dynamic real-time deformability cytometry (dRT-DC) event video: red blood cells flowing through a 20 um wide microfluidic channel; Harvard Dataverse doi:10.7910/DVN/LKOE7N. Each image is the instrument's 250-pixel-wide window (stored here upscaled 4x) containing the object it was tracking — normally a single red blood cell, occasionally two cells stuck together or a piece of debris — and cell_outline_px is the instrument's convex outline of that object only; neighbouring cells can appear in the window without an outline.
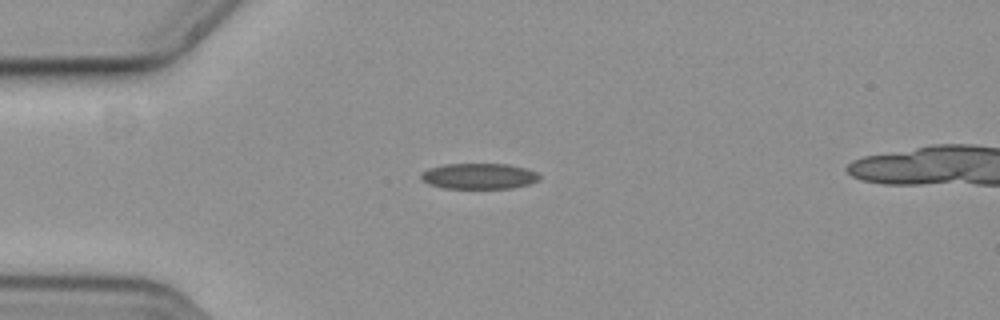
{"species": "common noctule bat (a hibernating species)", "species_latin": "Nyctalus noctula", "temperature_condition": "cold", "stored_images_in_passage": 40, "camera_frame_rate_fps": 3000, "um_per_image_px": 0.085, "animal": {"sex": "female", "body_mass_g": 19.3, "forearm_length_mm": 54.1}, "frame": {"image": 1, "passage_image": 1, "time_ms": 0.0, "image_size_px": [1000, 320], "cell_outline_px": [[540, 176], [536, 180], [528, 184], [512, 188], [444, 188], [428, 184], [420, 180], [420, 172], [428, 168], [444, 164], [508, 164], [524, 168], [536, 172]], "centroid_in_image_um": [40.63, 14.97], "position_along_channel_um": 44.4, "area_um2": 17.74}}
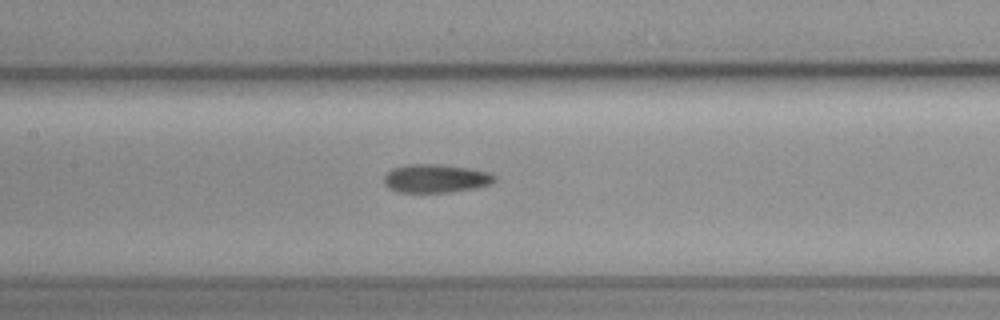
{"frame": {"image": 2, "passage_image": 13, "time_ms": 4.0, "image_size_px": [1000, 320], "cell_outline_px": [[496, 180], [492, 184], [476, 188], [452, 192], [396, 192], [388, 188], [384, 184], [384, 176], [392, 168], [404, 164], [436, 164], [468, 168], [488, 172], [496, 176]], "centroid_in_image_um": [37.03, 15.17], "position_along_channel_um": 170.4, "area_um2": 18.5}}
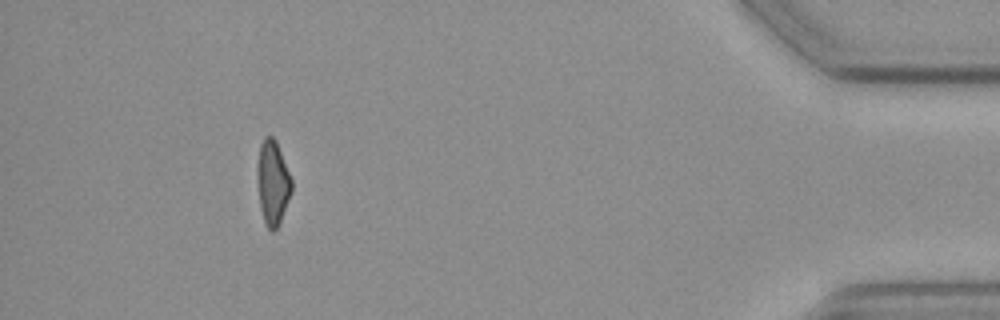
{"frame": {"image": 3, "passage_image": 38, "time_ms": 12.333, "image_size_px": [1000, 320], "cell_outline_px": [[292, 192], [280, 224], [272, 232], [264, 224], [260, 208], [256, 172], [260, 144], [264, 136], [272, 136], [276, 140], [292, 180]], "centroid_in_image_um": [23.17, 15.55], "position_along_channel_um": 412.0, "area_um2": 17.17}}